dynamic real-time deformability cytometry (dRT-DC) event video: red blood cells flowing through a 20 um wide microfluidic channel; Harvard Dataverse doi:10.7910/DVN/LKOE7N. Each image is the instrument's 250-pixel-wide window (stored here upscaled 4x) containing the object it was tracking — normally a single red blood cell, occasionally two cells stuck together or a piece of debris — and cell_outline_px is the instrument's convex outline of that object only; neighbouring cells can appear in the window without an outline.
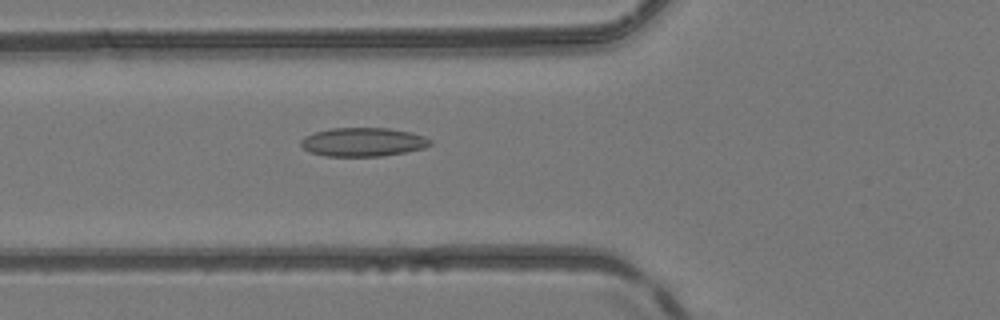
{"species": "common noctule bat (a hibernating species)", "species_latin": "Nyctalus noctula", "temperature_condition": "room temperature", "stored_images_in_passage": 50, "camera_frame_rate_fps": 3000, "um_per_image_px": 0.085, "animal": {"sex": "female", "body_mass_g": 24.6, "forearm_length_mm": 56.2}, "frame": {"image": 1, "passage_image": 19, "time_ms": 6.0, "image_size_px": [1000, 320], "cell_outline_px": [[432, 144], [424, 148], [404, 152], [380, 156], [324, 156], [308, 152], [300, 144], [300, 140], [304, 136], [328, 128], [388, 128], [412, 132], [424, 136], [432, 140]], "centroid_in_image_um": [30.84, 12.07], "position_along_channel_um": 95.0, "area_um2": 21.79}}
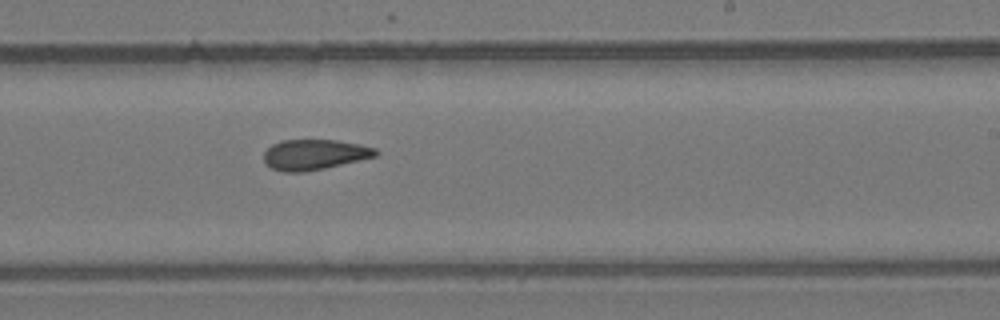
{"frame": {"image": 2, "passage_image": 31, "time_ms": 10.0, "image_size_px": [1000, 320], "cell_outline_px": [[380, 152], [376, 156], [324, 168], [304, 172], [284, 172], [272, 168], [264, 160], [264, 152], [272, 144], [280, 140], [336, 140], [360, 144], [376, 148]], "centroid_in_image_um": [26.73, 13.13], "position_along_channel_um": 262.3, "area_um2": 19.71}}
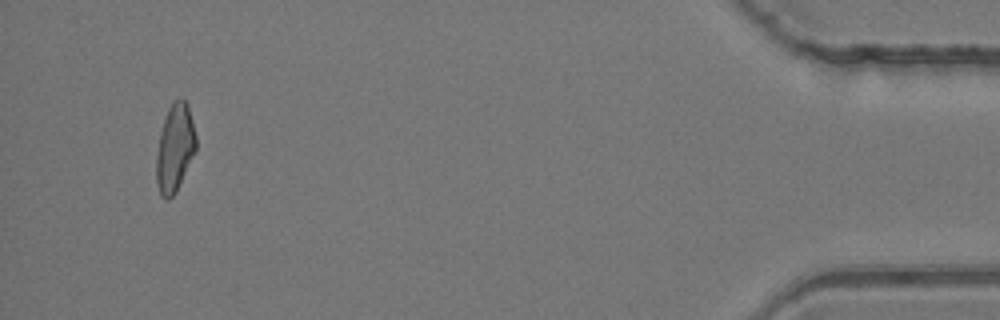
{"frame": {"image": 3, "passage_image": 48, "time_ms": 15.667, "image_size_px": [1000, 320], "cell_outline_px": [[196, 152], [176, 192], [168, 200], [160, 196], [156, 184], [156, 156], [160, 132], [168, 108], [172, 100], [180, 96], [188, 104], [196, 136]], "centroid_in_image_um": [14.86, 12.57], "position_along_channel_um": 420.3, "area_um2": 20.63}, "authors_computed_cell_mechanics": {"area_um2": 20.5768, "velocity_mm_per_s": 4.1682, "shape_relaxation_time_tau1_ms": null, "shape_relaxation_time_tau2_ms": 9.4058, "deformation_change_tau1": null, "deformation_change_tau2": 0.1881}}